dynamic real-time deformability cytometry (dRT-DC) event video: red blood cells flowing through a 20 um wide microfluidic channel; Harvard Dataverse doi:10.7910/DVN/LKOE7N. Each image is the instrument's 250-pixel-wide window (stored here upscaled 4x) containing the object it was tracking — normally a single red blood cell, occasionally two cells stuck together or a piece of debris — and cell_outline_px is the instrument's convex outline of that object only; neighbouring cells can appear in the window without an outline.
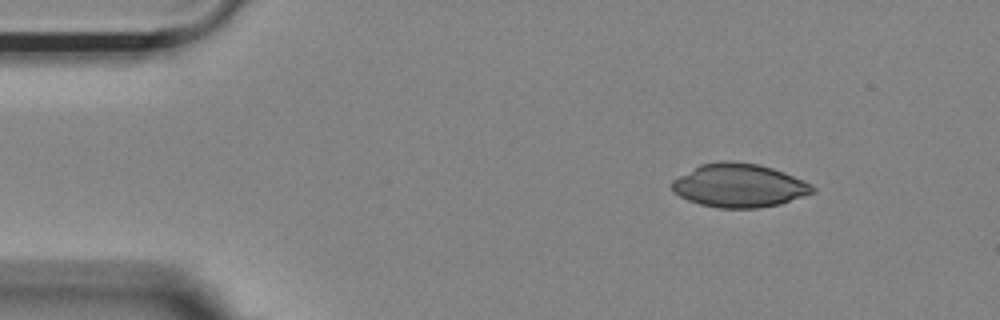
{"species": "Egyptian fruit bat (a non-hibernating species)", "species_latin": "Rousettus aegyptiacus", "temperature_condition": "room temperature", "stored_images_in_passage": 48, "camera_frame_rate_fps": 3000, "um_per_image_px": 0.085, "animal": {"sex": "female"}, "frame": {"image": 1, "passage_image": 1, "time_ms": 0.0, "image_size_px": [1000, 320], "cell_outline_px": [[816, 192], [780, 204], [756, 208], [720, 208], [700, 204], [688, 200], [680, 196], [672, 188], [672, 180], [700, 164], [720, 160], [732, 160], [756, 164], [772, 168], [784, 172], [812, 184], [816, 188]], "centroid_in_image_um": [62.84, 15.76], "position_along_channel_um": 22.2, "area_um2": 35.66}}
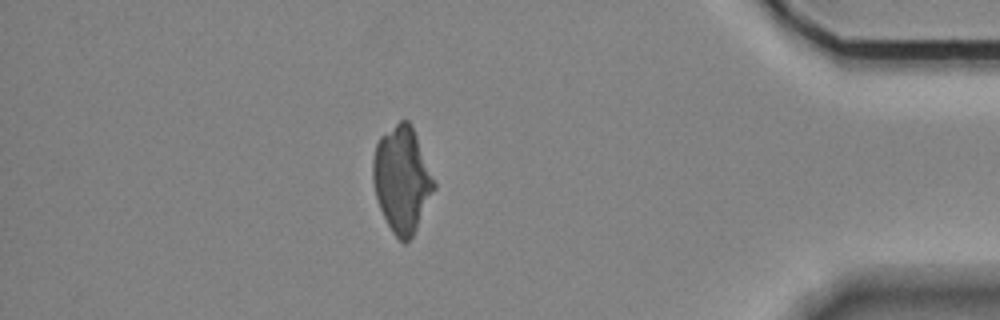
{"frame": {"image": 2, "passage_image": 41, "time_ms": 13.333, "image_size_px": [1000, 320], "cell_outline_px": [[436, 188], [412, 236], [404, 244], [392, 232], [380, 208], [376, 196], [372, 180], [372, 160], [376, 144], [380, 136], [400, 120], [408, 120], [416, 136], [436, 184]], "centroid_in_image_um": [34.15, 15.25], "position_along_channel_um": 401.1, "area_um2": 37.22}}